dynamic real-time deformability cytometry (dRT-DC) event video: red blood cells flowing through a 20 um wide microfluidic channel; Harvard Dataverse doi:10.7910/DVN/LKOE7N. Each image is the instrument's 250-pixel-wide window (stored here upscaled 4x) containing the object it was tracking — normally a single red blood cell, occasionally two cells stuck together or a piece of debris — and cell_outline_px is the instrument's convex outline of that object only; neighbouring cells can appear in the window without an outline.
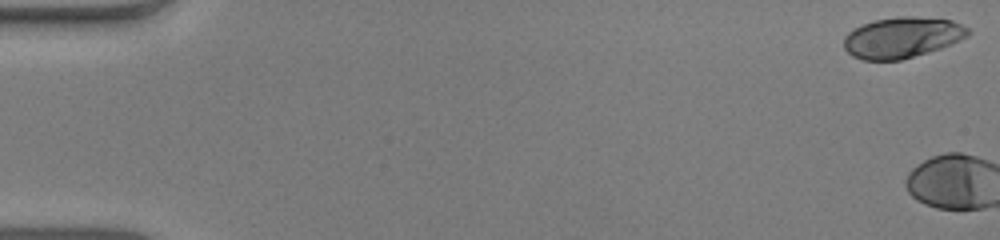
{"species": "human", "species_latin": "Homo sapiens", "temperature_condition": "warm", "stored_images_in_passage": 3, "camera_frame_rate_fps": 3000, "um_per_image_px": 0.085, "donor": {"sex": "male"}, "frame": {"image": 1, "passage_image": 1, "time_ms": 0.0, "image_size_px": [1000, 240], "cell_outline_px": [[968, 36], [960, 40], [940, 48], [900, 60], [864, 60], [852, 56], [844, 48], [844, 36], [852, 28], [860, 24], [872, 20], [896, 16], [916, 16], [952, 20], [968, 28]], "centroid_in_image_um": [76.63, 3.17], "position_along_channel_um": 8.4, "area_um2": 29.65}}